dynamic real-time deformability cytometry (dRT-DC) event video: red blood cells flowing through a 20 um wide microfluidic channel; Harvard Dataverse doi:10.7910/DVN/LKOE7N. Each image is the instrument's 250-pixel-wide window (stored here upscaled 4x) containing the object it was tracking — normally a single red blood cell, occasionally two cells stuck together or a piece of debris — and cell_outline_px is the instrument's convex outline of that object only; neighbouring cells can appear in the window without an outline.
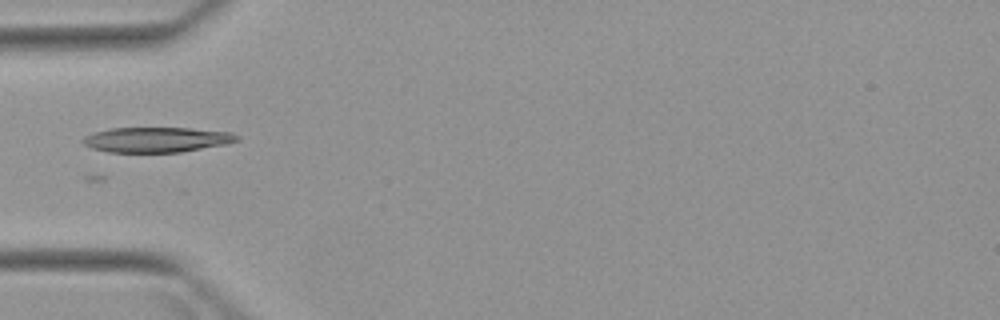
{"species": "Egyptian fruit bat (a non-hibernating species)", "species_latin": "Rousettus aegyptiacus", "temperature_condition": "warm", "stored_images_in_passage": 5, "camera_frame_rate_fps": 3000, "um_per_image_px": 0.085, "animal": {"sex": "female"}, "frame": {"image": 1, "passage_image": 4, "time_ms": 3.667, "image_size_px": [1000, 320], "cell_outline_px": [[240, 140], [228, 144], [180, 152], [108, 152], [92, 148], [84, 144], [80, 140], [84, 136], [92, 132], [112, 128], [192, 128], [232, 132], [240, 136]], "centroid_in_image_um": [13.34, 11.87], "position_along_channel_um": 71.7, "area_um2": 22.77}}
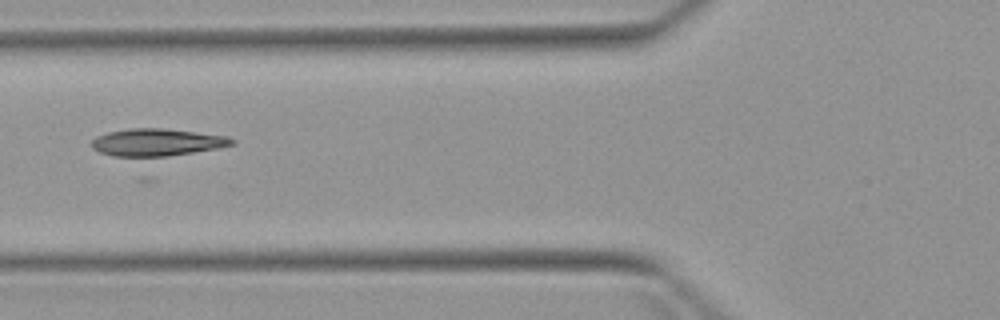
{"frame": {"image": 2, "passage_image": 5, "time_ms": 4.667, "image_size_px": [1000, 320], "cell_outline_px": [[236, 144], [216, 148], [168, 156], [112, 156], [100, 152], [92, 148], [92, 140], [96, 136], [108, 132], [128, 128], [160, 128], [196, 132], [228, 136], [236, 140]], "centroid_in_image_um": [13.33, 12.09], "position_along_channel_um": 112.5, "area_um2": 22.2}}